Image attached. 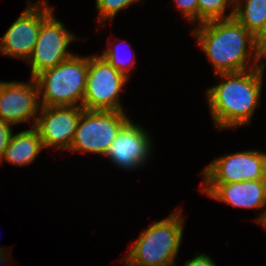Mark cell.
Instances as JSON below:
<instances>
[{
	"mask_svg": "<svg viewBox=\"0 0 266 266\" xmlns=\"http://www.w3.org/2000/svg\"><path fill=\"white\" fill-rule=\"evenodd\" d=\"M193 35L212 63L215 74L246 71L250 57H253V68H257L255 36L234 17L199 23Z\"/></svg>",
	"mask_w": 266,
	"mask_h": 266,
	"instance_id": "cell-1",
	"label": "cell"
},
{
	"mask_svg": "<svg viewBox=\"0 0 266 266\" xmlns=\"http://www.w3.org/2000/svg\"><path fill=\"white\" fill-rule=\"evenodd\" d=\"M263 72L258 68L242 72L217 73L222 83L206 92L212 120L219 129L247 125L261 95ZM221 75V76H220Z\"/></svg>",
	"mask_w": 266,
	"mask_h": 266,
	"instance_id": "cell-2",
	"label": "cell"
},
{
	"mask_svg": "<svg viewBox=\"0 0 266 266\" xmlns=\"http://www.w3.org/2000/svg\"><path fill=\"white\" fill-rule=\"evenodd\" d=\"M184 218L176 209L167 218L155 222L132 243L124 266H175L183 236Z\"/></svg>",
	"mask_w": 266,
	"mask_h": 266,
	"instance_id": "cell-3",
	"label": "cell"
},
{
	"mask_svg": "<svg viewBox=\"0 0 266 266\" xmlns=\"http://www.w3.org/2000/svg\"><path fill=\"white\" fill-rule=\"evenodd\" d=\"M88 72V57L71 56L35 77L40 105L82 107ZM77 102H80L78 105Z\"/></svg>",
	"mask_w": 266,
	"mask_h": 266,
	"instance_id": "cell-4",
	"label": "cell"
},
{
	"mask_svg": "<svg viewBox=\"0 0 266 266\" xmlns=\"http://www.w3.org/2000/svg\"><path fill=\"white\" fill-rule=\"evenodd\" d=\"M128 120L124 111L84 109L69 150L105 155Z\"/></svg>",
	"mask_w": 266,
	"mask_h": 266,
	"instance_id": "cell-5",
	"label": "cell"
},
{
	"mask_svg": "<svg viewBox=\"0 0 266 266\" xmlns=\"http://www.w3.org/2000/svg\"><path fill=\"white\" fill-rule=\"evenodd\" d=\"M127 80L101 55L89 56L82 107L85 110L124 111L119 94Z\"/></svg>",
	"mask_w": 266,
	"mask_h": 266,
	"instance_id": "cell-6",
	"label": "cell"
},
{
	"mask_svg": "<svg viewBox=\"0 0 266 266\" xmlns=\"http://www.w3.org/2000/svg\"><path fill=\"white\" fill-rule=\"evenodd\" d=\"M53 15L52 11L42 21L35 48L27 60L31 64V78L73 56L67 48L76 37Z\"/></svg>",
	"mask_w": 266,
	"mask_h": 266,
	"instance_id": "cell-7",
	"label": "cell"
},
{
	"mask_svg": "<svg viewBox=\"0 0 266 266\" xmlns=\"http://www.w3.org/2000/svg\"><path fill=\"white\" fill-rule=\"evenodd\" d=\"M203 183H234L266 179V153L247 150L218 157L203 172Z\"/></svg>",
	"mask_w": 266,
	"mask_h": 266,
	"instance_id": "cell-8",
	"label": "cell"
},
{
	"mask_svg": "<svg viewBox=\"0 0 266 266\" xmlns=\"http://www.w3.org/2000/svg\"><path fill=\"white\" fill-rule=\"evenodd\" d=\"M39 2V5L28 2L27 9L5 32L0 41L2 55L28 60L35 48L42 21L54 10L45 0Z\"/></svg>",
	"mask_w": 266,
	"mask_h": 266,
	"instance_id": "cell-9",
	"label": "cell"
},
{
	"mask_svg": "<svg viewBox=\"0 0 266 266\" xmlns=\"http://www.w3.org/2000/svg\"><path fill=\"white\" fill-rule=\"evenodd\" d=\"M83 110L80 106H41L34 127L44 148L69 150Z\"/></svg>",
	"mask_w": 266,
	"mask_h": 266,
	"instance_id": "cell-10",
	"label": "cell"
},
{
	"mask_svg": "<svg viewBox=\"0 0 266 266\" xmlns=\"http://www.w3.org/2000/svg\"><path fill=\"white\" fill-rule=\"evenodd\" d=\"M35 78L24 82L0 81V120L12 125L30 121L35 126L41 105Z\"/></svg>",
	"mask_w": 266,
	"mask_h": 266,
	"instance_id": "cell-11",
	"label": "cell"
},
{
	"mask_svg": "<svg viewBox=\"0 0 266 266\" xmlns=\"http://www.w3.org/2000/svg\"><path fill=\"white\" fill-rule=\"evenodd\" d=\"M148 132L129 119L120 129L105 156L123 169H135L147 161L151 153Z\"/></svg>",
	"mask_w": 266,
	"mask_h": 266,
	"instance_id": "cell-12",
	"label": "cell"
},
{
	"mask_svg": "<svg viewBox=\"0 0 266 266\" xmlns=\"http://www.w3.org/2000/svg\"><path fill=\"white\" fill-rule=\"evenodd\" d=\"M202 192L238 208L266 207V179L234 183H202ZM204 187V188H203Z\"/></svg>",
	"mask_w": 266,
	"mask_h": 266,
	"instance_id": "cell-13",
	"label": "cell"
},
{
	"mask_svg": "<svg viewBox=\"0 0 266 266\" xmlns=\"http://www.w3.org/2000/svg\"><path fill=\"white\" fill-rule=\"evenodd\" d=\"M44 148L35 127L12 135L5 150L3 160L18 166L30 164Z\"/></svg>",
	"mask_w": 266,
	"mask_h": 266,
	"instance_id": "cell-14",
	"label": "cell"
},
{
	"mask_svg": "<svg viewBox=\"0 0 266 266\" xmlns=\"http://www.w3.org/2000/svg\"><path fill=\"white\" fill-rule=\"evenodd\" d=\"M233 17L255 36L266 19V0H236Z\"/></svg>",
	"mask_w": 266,
	"mask_h": 266,
	"instance_id": "cell-15",
	"label": "cell"
},
{
	"mask_svg": "<svg viewBox=\"0 0 266 266\" xmlns=\"http://www.w3.org/2000/svg\"><path fill=\"white\" fill-rule=\"evenodd\" d=\"M236 0H198V22L228 19L233 17ZM233 3V4H232ZM234 5L230 14L225 15L228 6Z\"/></svg>",
	"mask_w": 266,
	"mask_h": 266,
	"instance_id": "cell-16",
	"label": "cell"
},
{
	"mask_svg": "<svg viewBox=\"0 0 266 266\" xmlns=\"http://www.w3.org/2000/svg\"><path fill=\"white\" fill-rule=\"evenodd\" d=\"M138 1L139 0H96V8L99 13V24L102 25L107 19L112 20L120 10Z\"/></svg>",
	"mask_w": 266,
	"mask_h": 266,
	"instance_id": "cell-17",
	"label": "cell"
},
{
	"mask_svg": "<svg viewBox=\"0 0 266 266\" xmlns=\"http://www.w3.org/2000/svg\"><path fill=\"white\" fill-rule=\"evenodd\" d=\"M117 47V46H116ZM117 49L114 47H108L106 51L101 55L110 65H112L117 71H119L122 75H124L126 78H130V70L135 65V60L132 62L129 60V63H127V59L124 57H121L122 50ZM124 56V55H122Z\"/></svg>",
	"mask_w": 266,
	"mask_h": 266,
	"instance_id": "cell-18",
	"label": "cell"
},
{
	"mask_svg": "<svg viewBox=\"0 0 266 266\" xmlns=\"http://www.w3.org/2000/svg\"><path fill=\"white\" fill-rule=\"evenodd\" d=\"M189 21H198V0H174Z\"/></svg>",
	"mask_w": 266,
	"mask_h": 266,
	"instance_id": "cell-19",
	"label": "cell"
},
{
	"mask_svg": "<svg viewBox=\"0 0 266 266\" xmlns=\"http://www.w3.org/2000/svg\"><path fill=\"white\" fill-rule=\"evenodd\" d=\"M12 124L0 120V162L2 163L5 150L13 135Z\"/></svg>",
	"mask_w": 266,
	"mask_h": 266,
	"instance_id": "cell-20",
	"label": "cell"
},
{
	"mask_svg": "<svg viewBox=\"0 0 266 266\" xmlns=\"http://www.w3.org/2000/svg\"><path fill=\"white\" fill-rule=\"evenodd\" d=\"M185 266H215L210 256L200 254L185 262Z\"/></svg>",
	"mask_w": 266,
	"mask_h": 266,
	"instance_id": "cell-21",
	"label": "cell"
},
{
	"mask_svg": "<svg viewBox=\"0 0 266 266\" xmlns=\"http://www.w3.org/2000/svg\"><path fill=\"white\" fill-rule=\"evenodd\" d=\"M262 58L266 59V37L257 45V68L263 72L266 67V62H259L262 61Z\"/></svg>",
	"mask_w": 266,
	"mask_h": 266,
	"instance_id": "cell-22",
	"label": "cell"
},
{
	"mask_svg": "<svg viewBox=\"0 0 266 266\" xmlns=\"http://www.w3.org/2000/svg\"><path fill=\"white\" fill-rule=\"evenodd\" d=\"M266 37V19L262 29L255 35L257 45Z\"/></svg>",
	"mask_w": 266,
	"mask_h": 266,
	"instance_id": "cell-23",
	"label": "cell"
},
{
	"mask_svg": "<svg viewBox=\"0 0 266 266\" xmlns=\"http://www.w3.org/2000/svg\"><path fill=\"white\" fill-rule=\"evenodd\" d=\"M266 206V204H265ZM256 221L261 224V226H263L266 230V207H265V210L264 212L261 214V216L257 217L256 218Z\"/></svg>",
	"mask_w": 266,
	"mask_h": 266,
	"instance_id": "cell-24",
	"label": "cell"
},
{
	"mask_svg": "<svg viewBox=\"0 0 266 266\" xmlns=\"http://www.w3.org/2000/svg\"><path fill=\"white\" fill-rule=\"evenodd\" d=\"M5 250H3V248H0V264L1 263H6L5 261L7 260V258H6V256H8V255H6L5 253ZM2 265V264H1ZM2 266H4V265H2Z\"/></svg>",
	"mask_w": 266,
	"mask_h": 266,
	"instance_id": "cell-25",
	"label": "cell"
}]
</instances>
